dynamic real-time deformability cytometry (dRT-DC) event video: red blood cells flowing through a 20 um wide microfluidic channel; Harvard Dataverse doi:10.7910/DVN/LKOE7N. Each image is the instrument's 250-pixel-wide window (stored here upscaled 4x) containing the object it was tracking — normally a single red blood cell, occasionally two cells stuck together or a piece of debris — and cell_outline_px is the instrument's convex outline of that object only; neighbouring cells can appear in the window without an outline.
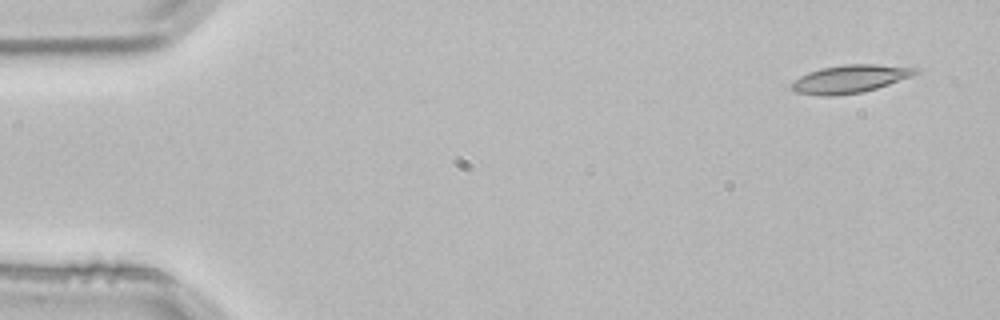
{"species": "common noctule bat (a hibernating species)", "species_latin": "Nyctalus noctula", "temperature_condition": "room temperature", "stored_images_in_passage": 3, "camera_frame_rate_fps": 3000, "um_per_image_px": 0.085, "animal": {"sex": "male", "body_mass_g": 21.5, "forearm_length_mm": 52.0}, "frame": {"image": 1, "passage_image": 1, "time_ms": 0.0, "image_size_px": [1000, 320], "cell_outline_px": [[920, 72], [912, 76], [864, 92], [832, 96], [820, 96], [796, 92], [792, 88], [792, 84], [800, 76], [808, 72], [820, 68], [844, 64], [876, 64], [920, 68]], "centroid_in_image_um": [72.27, 6.7], "position_along_channel_um": 12.7, "area_um2": 20.17}}